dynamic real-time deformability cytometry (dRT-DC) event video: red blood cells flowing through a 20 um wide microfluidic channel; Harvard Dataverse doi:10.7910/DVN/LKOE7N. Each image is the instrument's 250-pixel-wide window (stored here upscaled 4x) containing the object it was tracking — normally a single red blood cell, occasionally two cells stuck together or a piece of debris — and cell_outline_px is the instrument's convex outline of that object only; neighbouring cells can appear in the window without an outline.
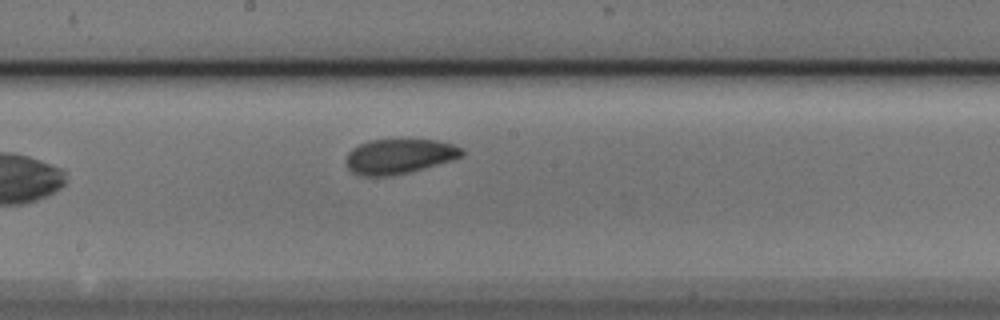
{"species": "Egyptian fruit bat (a non-hibernating species)", "species_latin": "Rousettus aegyptiacus", "temperature_condition": "cold", "stored_images_in_passage": 5, "camera_frame_rate_fps": 3000, "um_per_image_px": 0.085, "animal": {"sex": "male"}, "frame": {"image": 1, "passage_image": 5, "time_ms": 1.333, "image_size_px": [1000, 320], "cell_outline_px": [[464, 156], [452, 160], [408, 172], [388, 176], [360, 176], [352, 172], [348, 168], [344, 160], [348, 152], [352, 148], [368, 140], [436, 140], [452, 144], [464, 148]], "centroid_in_image_um": [33.91, 13.29], "position_along_channel_um": 214.3, "area_um2": 23.58}}